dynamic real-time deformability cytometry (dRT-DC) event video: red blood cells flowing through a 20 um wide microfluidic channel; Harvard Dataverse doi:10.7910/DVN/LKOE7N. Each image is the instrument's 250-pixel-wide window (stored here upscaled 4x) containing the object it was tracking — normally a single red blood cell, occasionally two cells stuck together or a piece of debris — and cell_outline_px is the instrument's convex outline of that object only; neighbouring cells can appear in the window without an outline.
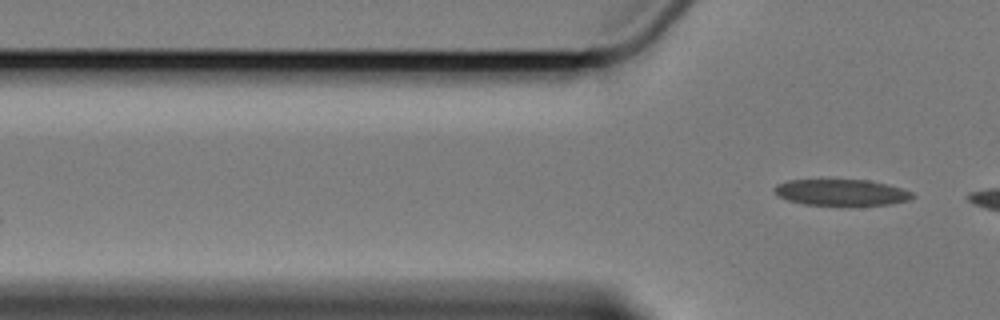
{"species": "Egyptian fruit bat (a non-hibernating species)", "species_latin": "Rousettus aegyptiacus", "temperature_condition": "cold", "stored_images_in_passage": 5, "camera_frame_rate_fps": 3000, "um_per_image_px": 0.085, "animal": {"sex": "female"}, "frame": {"image": 1, "passage_image": 5, "time_ms": 5.333, "image_size_px": [1000, 320], "cell_outline_px": [[916, 196], [908, 200], [888, 204], [804, 204], [788, 200], [780, 196], [772, 188], [776, 184], [788, 180], [868, 180], [888, 184], [912, 192]], "centroid_in_image_um": [71.51, 16.33], "position_along_channel_um": 54.3, "area_um2": 20.63}}